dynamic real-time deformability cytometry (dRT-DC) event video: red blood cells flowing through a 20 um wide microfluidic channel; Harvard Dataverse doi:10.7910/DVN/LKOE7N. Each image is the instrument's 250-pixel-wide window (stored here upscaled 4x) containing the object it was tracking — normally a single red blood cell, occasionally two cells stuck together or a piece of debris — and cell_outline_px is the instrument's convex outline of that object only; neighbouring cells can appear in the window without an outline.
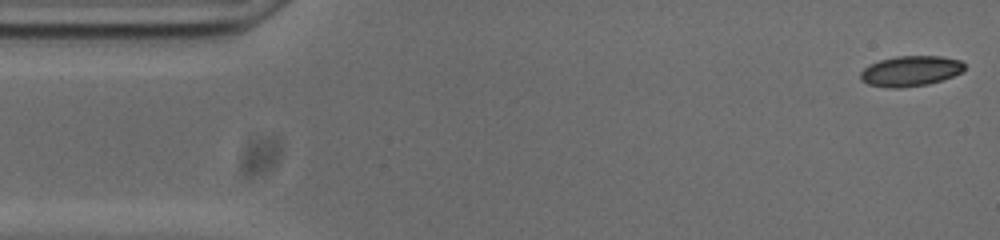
{"species": "common noctule bat (a hibernating species)", "species_latin": "Nyctalus noctula", "temperature_condition": "cold", "stored_images_in_passage": 53, "camera_frame_rate_fps": 3000, "um_per_image_px": 0.085, "animal": {"sex": "male", "body_mass_g": 20.0, "forearm_length_mm": 53.3}, "frame": {"image": 1, "passage_image": 1, "time_ms": 0.0, "image_size_px": [1000, 240], "cell_outline_px": [[964, 72], [928, 84], [900, 88], [888, 88], [868, 84], [860, 80], [860, 72], [868, 64], [880, 60], [896, 56], [940, 56], [960, 60], [964, 64]], "centroid_in_image_um": [77.37, 6.04], "position_along_channel_um": 7.6, "area_um2": 18.5}}
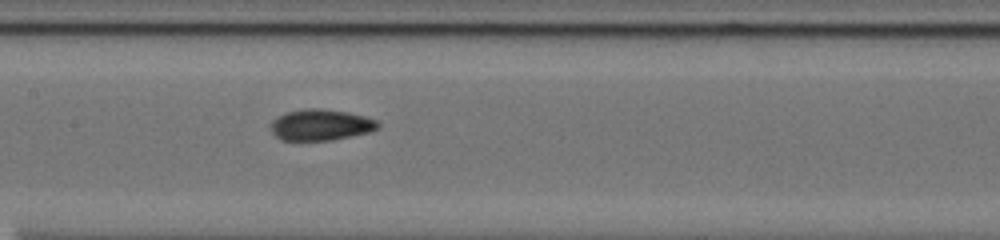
{"frame": {"image": 2, "passage_image": 24, "time_ms": 7.667, "image_size_px": [1000, 240], "cell_outline_px": [[380, 128], [368, 132], [332, 140], [280, 140], [272, 132], [272, 120], [284, 112], [304, 108], [320, 108], [348, 112], [380, 120]], "centroid_in_image_um": [27.29, 10.6], "position_along_channel_um": 180.1, "area_um2": 19.59}}
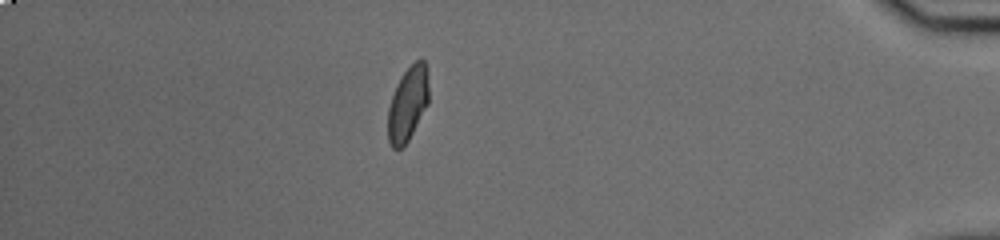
{"frame": {"image": 3, "passage_image": 46, "time_ms": 15.0, "image_size_px": [1000, 240], "cell_outline_px": [[428, 104], [408, 140], [400, 148], [392, 148], [388, 140], [388, 108], [396, 84], [400, 76], [420, 56], [424, 60], [428, 80]], "centroid_in_image_um": [34.66, 8.79], "position_along_channel_um": 400.5, "area_um2": 17.57}, "authors_computed_cell_mechanics": {"area_um2": 18.6116, "velocity_mm_per_s": 3.7402, "shape_relaxation_time_tau1_ms": null, "shape_relaxation_time_tau2_ms": 2.0658, "deformation_change_tau1": null, "deformation_change_tau2": 0.0599}}